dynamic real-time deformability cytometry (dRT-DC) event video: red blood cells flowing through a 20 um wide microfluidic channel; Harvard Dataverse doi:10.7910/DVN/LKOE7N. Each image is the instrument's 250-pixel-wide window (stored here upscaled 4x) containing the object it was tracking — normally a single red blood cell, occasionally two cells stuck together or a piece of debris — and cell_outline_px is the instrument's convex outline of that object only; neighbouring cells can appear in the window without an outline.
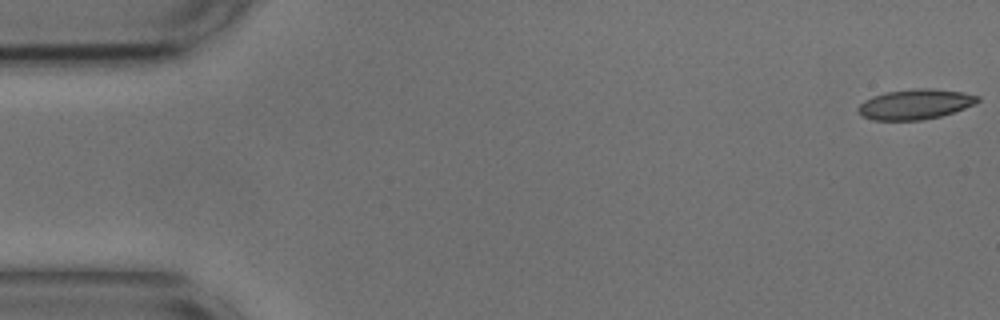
{"species": "common noctule bat (a hibernating species)", "species_latin": "Nyctalus noctula", "temperature_condition": "cold", "stored_images_in_passage": 18, "camera_frame_rate_fps": 3000, "um_per_image_px": 0.085, "animal": {"sex": "male", "body_mass_g": 17.9, "forearm_length_mm": 54.2}, "frame": {"image": 1, "passage_image": 1, "time_ms": 0.0, "image_size_px": [1000, 320], "cell_outline_px": [[980, 100], [976, 104], [940, 116], [924, 120], [872, 120], [860, 116], [856, 108], [864, 100], [872, 96], [884, 92], [916, 88], [932, 88], [964, 92], [980, 96]], "centroid_in_image_um": [77.77, 8.85], "position_along_channel_um": 7.2, "area_um2": 21.27}}
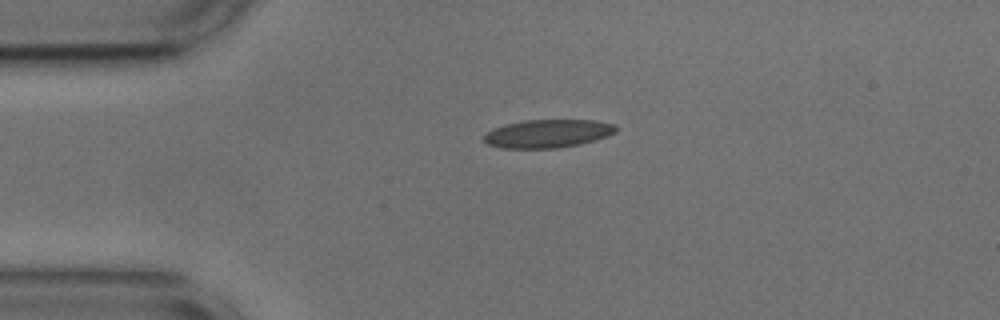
{"frame": {"image": 2, "passage_image": 12, "time_ms": 3.667, "image_size_px": [1000, 320], "cell_outline_px": [[616, 132], [608, 136], [596, 140], [580, 144], [556, 148], [500, 148], [488, 144], [484, 140], [484, 136], [492, 128], [524, 120], [596, 120], [616, 124]], "centroid_in_image_um": [46.6, 11.35], "position_along_channel_um": 38.4, "area_um2": 21.73}}